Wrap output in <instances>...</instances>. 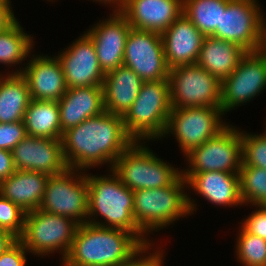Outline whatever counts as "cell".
<instances>
[{
    "label": "cell",
    "instance_id": "obj_1",
    "mask_svg": "<svg viewBox=\"0 0 266 266\" xmlns=\"http://www.w3.org/2000/svg\"><path fill=\"white\" fill-rule=\"evenodd\" d=\"M134 142L127 134L123 117L104 111L63 132L62 150L68 168L83 170L108 164Z\"/></svg>",
    "mask_w": 266,
    "mask_h": 266
},
{
    "label": "cell",
    "instance_id": "obj_2",
    "mask_svg": "<svg viewBox=\"0 0 266 266\" xmlns=\"http://www.w3.org/2000/svg\"><path fill=\"white\" fill-rule=\"evenodd\" d=\"M146 249L131 232L85 223L78 225L72 246L62 263L66 266H126Z\"/></svg>",
    "mask_w": 266,
    "mask_h": 266
},
{
    "label": "cell",
    "instance_id": "obj_3",
    "mask_svg": "<svg viewBox=\"0 0 266 266\" xmlns=\"http://www.w3.org/2000/svg\"><path fill=\"white\" fill-rule=\"evenodd\" d=\"M109 172L107 176L87 174V223L131 232L147 248L151 247V240L139 229L133 216V191L127 188L112 170ZM98 216L104 220H96Z\"/></svg>",
    "mask_w": 266,
    "mask_h": 266
},
{
    "label": "cell",
    "instance_id": "obj_4",
    "mask_svg": "<svg viewBox=\"0 0 266 266\" xmlns=\"http://www.w3.org/2000/svg\"><path fill=\"white\" fill-rule=\"evenodd\" d=\"M187 182L181 175L172 185L133 191V216L139 229L148 236L194 214L197 204L187 194ZM192 199V200H191Z\"/></svg>",
    "mask_w": 266,
    "mask_h": 266
},
{
    "label": "cell",
    "instance_id": "obj_5",
    "mask_svg": "<svg viewBox=\"0 0 266 266\" xmlns=\"http://www.w3.org/2000/svg\"><path fill=\"white\" fill-rule=\"evenodd\" d=\"M169 80L144 81L138 97L123 116L134 141L160 140L171 112Z\"/></svg>",
    "mask_w": 266,
    "mask_h": 266
},
{
    "label": "cell",
    "instance_id": "obj_6",
    "mask_svg": "<svg viewBox=\"0 0 266 266\" xmlns=\"http://www.w3.org/2000/svg\"><path fill=\"white\" fill-rule=\"evenodd\" d=\"M141 142L134 141L116 159L112 171L131 191L172 185L182 175V169L167 164L145 146L147 142Z\"/></svg>",
    "mask_w": 266,
    "mask_h": 266
},
{
    "label": "cell",
    "instance_id": "obj_7",
    "mask_svg": "<svg viewBox=\"0 0 266 266\" xmlns=\"http://www.w3.org/2000/svg\"><path fill=\"white\" fill-rule=\"evenodd\" d=\"M78 225L70 217L37 209L26 212L24 230L18 240L29 253L41 258L60 251V260L63 261L72 246Z\"/></svg>",
    "mask_w": 266,
    "mask_h": 266
},
{
    "label": "cell",
    "instance_id": "obj_8",
    "mask_svg": "<svg viewBox=\"0 0 266 266\" xmlns=\"http://www.w3.org/2000/svg\"><path fill=\"white\" fill-rule=\"evenodd\" d=\"M85 172L68 168L60 174L50 175L38 209L70 217L79 225L87 223L89 200Z\"/></svg>",
    "mask_w": 266,
    "mask_h": 266
},
{
    "label": "cell",
    "instance_id": "obj_9",
    "mask_svg": "<svg viewBox=\"0 0 266 266\" xmlns=\"http://www.w3.org/2000/svg\"><path fill=\"white\" fill-rule=\"evenodd\" d=\"M222 115L224 114L221 108L209 106L172 108L161 139L170 134L176 137L185 156L228 125L222 120Z\"/></svg>",
    "mask_w": 266,
    "mask_h": 266
},
{
    "label": "cell",
    "instance_id": "obj_10",
    "mask_svg": "<svg viewBox=\"0 0 266 266\" xmlns=\"http://www.w3.org/2000/svg\"><path fill=\"white\" fill-rule=\"evenodd\" d=\"M189 164L182 173L223 171L240 174L242 165L241 131L228 124L216 136L185 155Z\"/></svg>",
    "mask_w": 266,
    "mask_h": 266
},
{
    "label": "cell",
    "instance_id": "obj_11",
    "mask_svg": "<svg viewBox=\"0 0 266 266\" xmlns=\"http://www.w3.org/2000/svg\"><path fill=\"white\" fill-rule=\"evenodd\" d=\"M169 83L172 108H221V81L197 64L171 68Z\"/></svg>",
    "mask_w": 266,
    "mask_h": 266
},
{
    "label": "cell",
    "instance_id": "obj_12",
    "mask_svg": "<svg viewBox=\"0 0 266 266\" xmlns=\"http://www.w3.org/2000/svg\"><path fill=\"white\" fill-rule=\"evenodd\" d=\"M261 9L257 0H230L212 37L236 43L247 52L260 51L265 16Z\"/></svg>",
    "mask_w": 266,
    "mask_h": 266
},
{
    "label": "cell",
    "instance_id": "obj_13",
    "mask_svg": "<svg viewBox=\"0 0 266 266\" xmlns=\"http://www.w3.org/2000/svg\"><path fill=\"white\" fill-rule=\"evenodd\" d=\"M266 90V56L261 51L247 52L236 69L221 82L223 114L252 101Z\"/></svg>",
    "mask_w": 266,
    "mask_h": 266
},
{
    "label": "cell",
    "instance_id": "obj_14",
    "mask_svg": "<svg viewBox=\"0 0 266 266\" xmlns=\"http://www.w3.org/2000/svg\"><path fill=\"white\" fill-rule=\"evenodd\" d=\"M123 65L143 81L169 80L170 69L161 34L131 28L125 43Z\"/></svg>",
    "mask_w": 266,
    "mask_h": 266
},
{
    "label": "cell",
    "instance_id": "obj_15",
    "mask_svg": "<svg viewBox=\"0 0 266 266\" xmlns=\"http://www.w3.org/2000/svg\"><path fill=\"white\" fill-rule=\"evenodd\" d=\"M56 57L67 88L102 87L105 73L99 65L94 43L85 32Z\"/></svg>",
    "mask_w": 266,
    "mask_h": 266
},
{
    "label": "cell",
    "instance_id": "obj_16",
    "mask_svg": "<svg viewBox=\"0 0 266 266\" xmlns=\"http://www.w3.org/2000/svg\"><path fill=\"white\" fill-rule=\"evenodd\" d=\"M131 28L126 17L119 10H113L107 19L100 20L85 32L94 43L104 73L123 65L125 43Z\"/></svg>",
    "mask_w": 266,
    "mask_h": 266
},
{
    "label": "cell",
    "instance_id": "obj_17",
    "mask_svg": "<svg viewBox=\"0 0 266 266\" xmlns=\"http://www.w3.org/2000/svg\"><path fill=\"white\" fill-rule=\"evenodd\" d=\"M16 170L56 175L68 169L61 139L26 136L13 149Z\"/></svg>",
    "mask_w": 266,
    "mask_h": 266
},
{
    "label": "cell",
    "instance_id": "obj_18",
    "mask_svg": "<svg viewBox=\"0 0 266 266\" xmlns=\"http://www.w3.org/2000/svg\"><path fill=\"white\" fill-rule=\"evenodd\" d=\"M24 68L10 74H21L29 87L31 99L59 101L67 91L65 76L56 56L34 55Z\"/></svg>",
    "mask_w": 266,
    "mask_h": 266
},
{
    "label": "cell",
    "instance_id": "obj_19",
    "mask_svg": "<svg viewBox=\"0 0 266 266\" xmlns=\"http://www.w3.org/2000/svg\"><path fill=\"white\" fill-rule=\"evenodd\" d=\"M119 11L133 29L162 34L183 13V0H125Z\"/></svg>",
    "mask_w": 266,
    "mask_h": 266
},
{
    "label": "cell",
    "instance_id": "obj_20",
    "mask_svg": "<svg viewBox=\"0 0 266 266\" xmlns=\"http://www.w3.org/2000/svg\"><path fill=\"white\" fill-rule=\"evenodd\" d=\"M161 36L169 69L196 64L205 36L183 13Z\"/></svg>",
    "mask_w": 266,
    "mask_h": 266
},
{
    "label": "cell",
    "instance_id": "obj_21",
    "mask_svg": "<svg viewBox=\"0 0 266 266\" xmlns=\"http://www.w3.org/2000/svg\"><path fill=\"white\" fill-rule=\"evenodd\" d=\"M187 182V189L202 195L211 204L217 206H242L240 176L223 171L202 173H182ZM191 188V190H190Z\"/></svg>",
    "mask_w": 266,
    "mask_h": 266
},
{
    "label": "cell",
    "instance_id": "obj_22",
    "mask_svg": "<svg viewBox=\"0 0 266 266\" xmlns=\"http://www.w3.org/2000/svg\"><path fill=\"white\" fill-rule=\"evenodd\" d=\"M62 133L105 111L102 87L67 88L58 101Z\"/></svg>",
    "mask_w": 266,
    "mask_h": 266
},
{
    "label": "cell",
    "instance_id": "obj_23",
    "mask_svg": "<svg viewBox=\"0 0 266 266\" xmlns=\"http://www.w3.org/2000/svg\"><path fill=\"white\" fill-rule=\"evenodd\" d=\"M143 83L124 65L105 73L102 85L105 111L123 117L138 97Z\"/></svg>",
    "mask_w": 266,
    "mask_h": 266
},
{
    "label": "cell",
    "instance_id": "obj_24",
    "mask_svg": "<svg viewBox=\"0 0 266 266\" xmlns=\"http://www.w3.org/2000/svg\"><path fill=\"white\" fill-rule=\"evenodd\" d=\"M49 175L35 171L16 170L0 182V194L25 212L37 210L45 193Z\"/></svg>",
    "mask_w": 266,
    "mask_h": 266
},
{
    "label": "cell",
    "instance_id": "obj_25",
    "mask_svg": "<svg viewBox=\"0 0 266 266\" xmlns=\"http://www.w3.org/2000/svg\"><path fill=\"white\" fill-rule=\"evenodd\" d=\"M246 53L236 43L205 36L196 64L222 82L236 69Z\"/></svg>",
    "mask_w": 266,
    "mask_h": 266
},
{
    "label": "cell",
    "instance_id": "obj_26",
    "mask_svg": "<svg viewBox=\"0 0 266 266\" xmlns=\"http://www.w3.org/2000/svg\"><path fill=\"white\" fill-rule=\"evenodd\" d=\"M30 101L29 87L21 74L0 72V123L23 121Z\"/></svg>",
    "mask_w": 266,
    "mask_h": 266
},
{
    "label": "cell",
    "instance_id": "obj_27",
    "mask_svg": "<svg viewBox=\"0 0 266 266\" xmlns=\"http://www.w3.org/2000/svg\"><path fill=\"white\" fill-rule=\"evenodd\" d=\"M28 136L61 139V123L58 101L31 99L24 115Z\"/></svg>",
    "mask_w": 266,
    "mask_h": 266
},
{
    "label": "cell",
    "instance_id": "obj_28",
    "mask_svg": "<svg viewBox=\"0 0 266 266\" xmlns=\"http://www.w3.org/2000/svg\"><path fill=\"white\" fill-rule=\"evenodd\" d=\"M23 29L16 20L10 27L0 32V64L5 67L16 66L19 63L21 65L33 53L35 44L33 36L25 33Z\"/></svg>",
    "mask_w": 266,
    "mask_h": 266
},
{
    "label": "cell",
    "instance_id": "obj_29",
    "mask_svg": "<svg viewBox=\"0 0 266 266\" xmlns=\"http://www.w3.org/2000/svg\"><path fill=\"white\" fill-rule=\"evenodd\" d=\"M230 0H183V14L204 35L212 36L220 29L221 11Z\"/></svg>",
    "mask_w": 266,
    "mask_h": 266
},
{
    "label": "cell",
    "instance_id": "obj_30",
    "mask_svg": "<svg viewBox=\"0 0 266 266\" xmlns=\"http://www.w3.org/2000/svg\"><path fill=\"white\" fill-rule=\"evenodd\" d=\"M239 176L243 204L266 206V170L255 166H241Z\"/></svg>",
    "mask_w": 266,
    "mask_h": 266
},
{
    "label": "cell",
    "instance_id": "obj_31",
    "mask_svg": "<svg viewBox=\"0 0 266 266\" xmlns=\"http://www.w3.org/2000/svg\"><path fill=\"white\" fill-rule=\"evenodd\" d=\"M237 236L235 253L242 266H266V240L247 233L241 226Z\"/></svg>",
    "mask_w": 266,
    "mask_h": 266
},
{
    "label": "cell",
    "instance_id": "obj_32",
    "mask_svg": "<svg viewBox=\"0 0 266 266\" xmlns=\"http://www.w3.org/2000/svg\"><path fill=\"white\" fill-rule=\"evenodd\" d=\"M241 142V166H255L266 170V130L262 134L241 131Z\"/></svg>",
    "mask_w": 266,
    "mask_h": 266
},
{
    "label": "cell",
    "instance_id": "obj_33",
    "mask_svg": "<svg viewBox=\"0 0 266 266\" xmlns=\"http://www.w3.org/2000/svg\"><path fill=\"white\" fill-rule=\"evenodd\" d=\"M26 212L0 194V228L19 238L24 230Z\"/></svg>",
    "mask_w": 266,
    "mask_h": 266
},
{
    "label": "cell",
    "instance_id": "obj_34",
    "mask_svg": "<svg viewBox=\"0 0 266 266\" xmlns=\"http://www.w3.org/2000/svg\"><path fill=\"white\" fill-rule=\"evenodd\" d=\"M27 136L24 121L0 123V149H12Z\"/></svg>",
    "mask_w": 266,
    "mask_h": 266
},
{
    "label": "cell",
    "instance_id": "obj_35",
    "mask_svg": "<svg viewBox=\"0 0 266 266\" xmlns=\"http://www.w3.org/2000/svg\"><path fill=\"white\" fill-rule=\"evenodd\" d=\"M256 209L240 222L241 227L249 234L266 240V206H255Z\"/></svg>",
    "mask_w": 266,
    "mask_h": 266
},
{
    "label": "cell",
    "instance_id": "obj_36",
    "mask_svg": "<svg viewBox=\"0 0 266 266\" xmlns=\"http://www.w3.org/2000/svg\"><path fill=\"white\" fill-rule=\"evenodd\" d=\"M28 253L23 244L17 240L0 255V266H25Z\"/></svg>",
    "mask_w": 266,
    "mask_h": 266
},
{
    "label": "cell",
    "instance_id": "obj_37",
    "mask_svg": "<svg viewBox=\"0 0 266 266\" xmlns=\"http://www.w3.org/2000/svg\"><path fill=\"white\" fill-rule=\"evenodd\" d=\"M151 249L152 247L147 248L143 253L139 255V258L137 257L132 263L126 266H163V249L161 250V248L157 247V250H155L154 252L150 251ZM148 250L152 253H149Z\"/></svg>",
    "mask_w": 266,
    "mask_h": 266
},
{
    "label": "cell",
    "instance_id": "obj_38",
    "mask_svg": "<svg viewBox=\"0 0 266 266\" xmlns=\"http://www.w3.org/2000/svg\"><path fill=\"white\" fill-rule=\"evenodd\" d=\"M15 171L12 152L0 149V182L9 178Z\"/></svg>",
    "mask_w": 266,
    "mask_h": 266
},
{
    "label": "cell",
    "instance_id": "obj_39",
    "mask_svg": "<svg viewBox=\"0 0 266 266\" xmlns=\"http://www.w3.org/2000/svg\"><path fill=\"white\" fill-rule=\"evenodd\" d=\"M16 20L11 2L0 1V32L10 27Z\"/></svg>",
    "mask_w": 266,
    "mask_h": 266
},
{
    "label": "cell",
    "instance_id": "obj_40",
    "mask_svg": "<svg viewBox=\"0 0 266 266\" xmlns=\"http://www.w3.org/2000/svg\"><path fill=\"white\" fill-rule=\"evenodd\" d=\"M18 240L12 233L0 228V255Z\"/></svg>",
    "mask_w": 266,
    "mask_h": 266
},
{
    "label": "cell",
    "instance_id": "obj_41",
    "mask_svg": "<svg viewBox=\"0 0 266 266\" xmlns=\"http://www.w3.org/2000/svg\"><path fill=\"white\" fill-rule=\"evenodd\" d=\"M99 2L102 3V4H106L109 6L110 4V7L113 8L112 10H119L121 8V6L123 5V3L125 2V0H93V2Z\"/></svg>",
    "mask_w": 266,
    "mask_h": 266
},
{
    "label": "cell",
    "instance_id": "obj_42",
    "mask_svg": "<svg viewBox=\"0 0 266 266\" xmlns=\"http://www.w3.org/2000/svg\"><path fill=\"white\" fill-rule=\"evenodd\" d=\"M260 51L266 56V18L264 16L262 22V41Z\"/></svg>",
    "mask_w": 266,
    "mask_h": 266
},
{
    "label": "cell",
    "instance_id": "obj_43",
    "mask_svg": "<svg viewBox=\"0 0 266 266\" xmlns=\"http://www.w3.org/2000/svg\"><path fill=\"white\" fill-rule=\"evenodd\" d=\"M83 266H107V265H83Z\"/></svg>",
    "mask_w": 266,
    "mask_h": 266
},
{
    "label": "cell",
    "instance_id": "obj_44",
    "mask_svg": "<svg viewBox=\"0 0 266 266\" xmlns=\"http://www.w3.org/2000/svg\"><path fill=\"white\" fill-rule=\"evenodd\" d=\"M1 2H11V0H0Z\"/></svg>",
    "mask_w": 266,
    "mask_h": 266
}]
</instances>
